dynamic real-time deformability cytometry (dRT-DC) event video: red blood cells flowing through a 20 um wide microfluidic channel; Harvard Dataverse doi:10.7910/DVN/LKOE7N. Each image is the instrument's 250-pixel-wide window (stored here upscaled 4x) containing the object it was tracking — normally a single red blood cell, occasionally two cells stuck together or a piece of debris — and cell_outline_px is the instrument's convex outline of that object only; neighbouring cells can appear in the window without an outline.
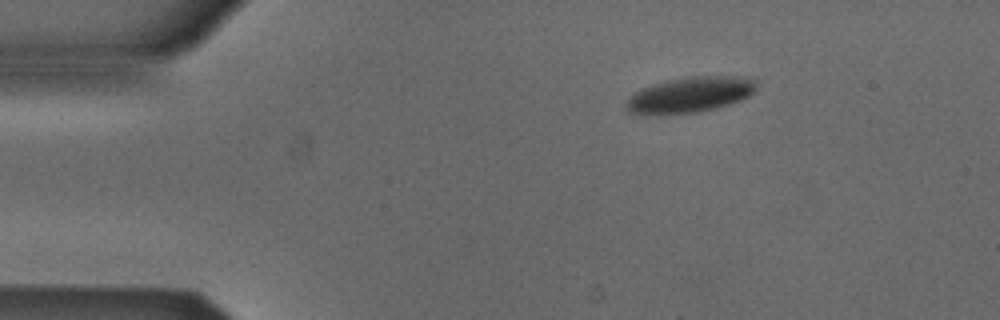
{"species": "Egyptian fruit bat (a non-hibernating species)", "species_latin": "Rousettus aegyptiacus", "temperature_condition": "cold", "stored_images_in_passage": 45, "camera_frame_rate_fps": 3000, "um_per_image_px": 0.085, "animal": {"sex": "male"}, "frame": {"image": 1, "passage_image": 1, "time_ms": 0.0, "image_size_px": [1000, 320], "cell_outline_px": [[756, 88], [748, 96], [740, 100], [716, 108], [696, 112], [656, 116], [628, 112], [624, 108], [624, 104], [628, 96], [640, 88], [652, 84], [668, 80], [692, 76], [752, 76], [756, 80]], "centroid_in_image_um": [58.59, 8.06], "position_along_channel_um": 26.4, "area_um2": 27.57}}
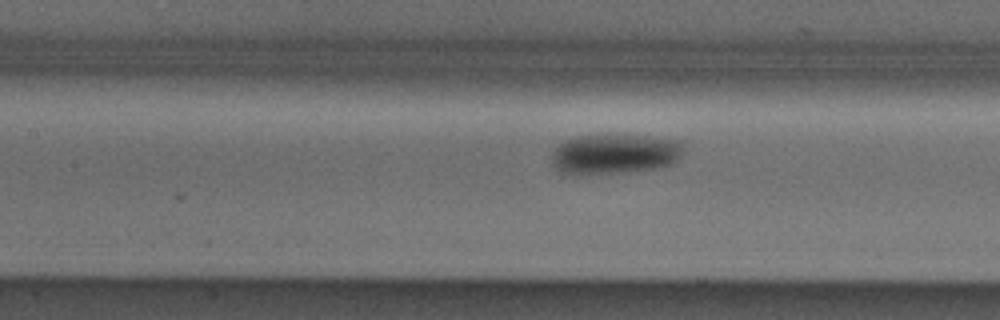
{"frame": {"image": 2, "passage_image": 16, "time_ms": 5.0, "image_size_px": [1000, 320], "cell_outline_px": [[684, 148], [680, 156], [672, 164], [652, 168], [624, 172], [584, 176], [576, 176], [560, 172], [552, 164], [552, 152], [560, 144], [576, 136], [608, 132], [648, 136], [684, 140]], "centroid_in_image_um": [52.23, 13.06], "position_along_channel_um": 155.2, "area_um2": 31.96}}
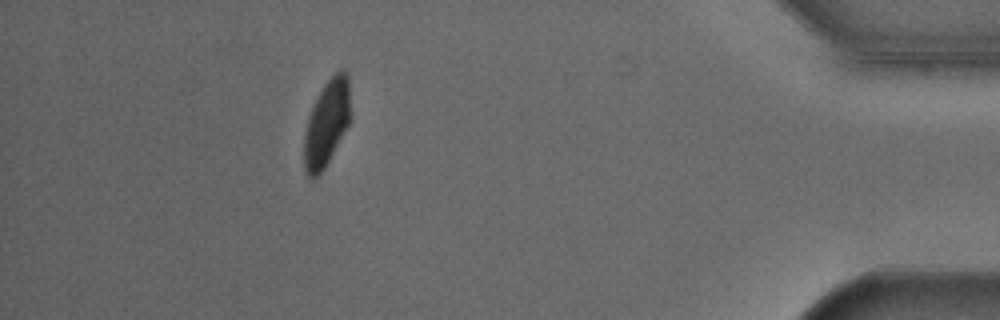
{"frame": {"image": 3, "passage_image": 40, "time_ms": 13.0, "image_size_px": [1000, 320], "cell_outline_px": [[352, 120], [324, 168], [312, 180], [308, 176], [304, 168], [304, 132], [308, 116], [324, 84], [340, 68], [344, 68], [348, 76]], "centroid_in_image_um": [27.8, 10.45], "position_along_channel_um": 407.4, "area_um2": 23.52}, "authors_computed_cell_mechanics": {"area_um2": 28.611, "velocity_mm_per_s": 3.8516, "shape_relaxation_time_tau1_ms": 2.4107, "shape_relaxation_time_tau2_ms": null, "deformation_change_tau1": 0.1081, "deformation_change_tau2": null}}